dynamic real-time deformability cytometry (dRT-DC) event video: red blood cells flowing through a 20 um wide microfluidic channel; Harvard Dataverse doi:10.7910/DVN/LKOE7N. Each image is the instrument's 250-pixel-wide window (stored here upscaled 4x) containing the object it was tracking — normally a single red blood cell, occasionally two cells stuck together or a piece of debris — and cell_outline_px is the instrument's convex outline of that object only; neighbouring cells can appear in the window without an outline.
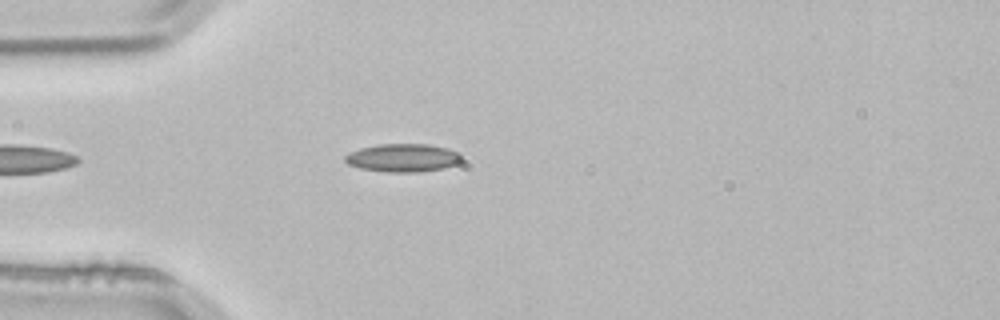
{"species": "common noctule bat (a hibernating species)", "species_latin": "Nyctalus noctula", "temperature_condition": "room temperature", "stored_images_in_passage": 2, "camera_frame_rate_fps": 3000, "um_per_image_px": 0.085, "animal": {"sex": "male", "body_mass_g": 21.5, "forearm_length_mm": 52.0}, "frame": {"image": 1, "passage_image": 2, "time_ms": 0.333, "image_size_px": [1000, 320], "cell_outline_px": [[460, 160], [456, 164], [444, 168], [416, 172], [388, 172], [360, 168], [348, 164], [344, 160], [344, 156], [360, 148], [380, 144], [428, 144], [448, 148], [460, 152]], "centroid_in_image_um": [34.25, 13.41], "position_along_channel_um": 50.7, "area_um2": 19.02}}